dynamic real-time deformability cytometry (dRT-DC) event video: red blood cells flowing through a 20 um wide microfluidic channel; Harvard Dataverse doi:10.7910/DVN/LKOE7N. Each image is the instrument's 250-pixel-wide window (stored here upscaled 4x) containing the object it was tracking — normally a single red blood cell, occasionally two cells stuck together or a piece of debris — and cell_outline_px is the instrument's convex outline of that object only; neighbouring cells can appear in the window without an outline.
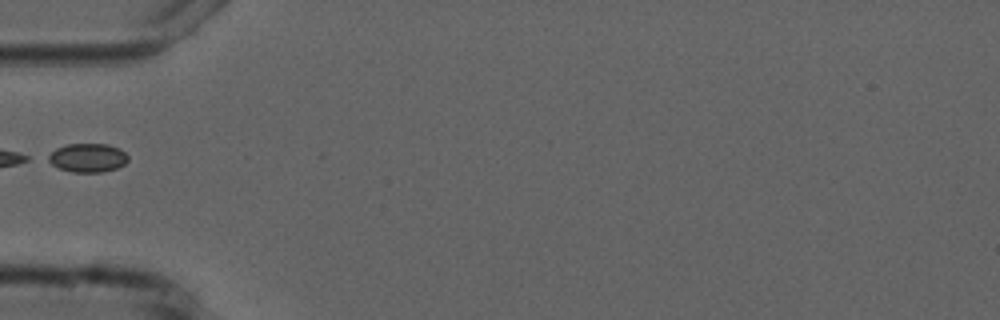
{"species": "common noctule bat (a hibernating species)", "species_latin": "Nyctalus noctula", "temperature_condition": "cold", "stored_images_in_passage": 6, "segment_of_instrument_passage": [2, 2], "camera_frame_rate_fps": 3000, "um_per_image_px": 0.085, "animal": {"sex": "male", "forearm_length_mm": 52.5}, "frame": {"image": 1, "passage_image": 5, "time_ms": 5.333, "image_size_px": [1000, 320], "cell_outline_px": [[128, 160], [124, 164], [116, 168], [100, 172], [72, 172], [60, 168], [44, 160], [44, 156], [56, 148], [68, 144], [108, 144], [120, 148], [128, 156]], "centroid_in_image_um": [7.4, 13.4], "position_along_channel_um": 77.6, "area_um2": 13.53}}
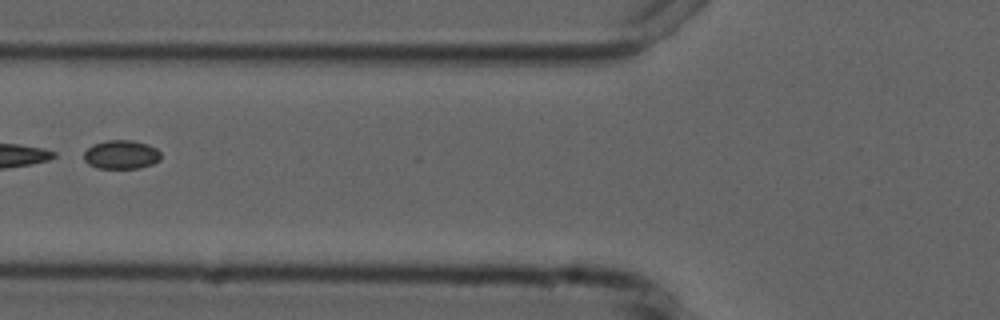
{"frame": {"image": 2, "passage_image": 6, "time_ms": 6.333, "image_size_px": [1000, 320], "cell_outline_px": [[160, 160], [152, 164], [136, 168], [96, 168], [88, 164], [84, 160], [84, 152], [92, 144], [108, 140], [132, 140], [148, 144], [156, 148], [160, 152]], "centroid_in_image_um": [10.29, 13.13], "position_along_channel_um": 115.5, "area_um2": 12.95}}